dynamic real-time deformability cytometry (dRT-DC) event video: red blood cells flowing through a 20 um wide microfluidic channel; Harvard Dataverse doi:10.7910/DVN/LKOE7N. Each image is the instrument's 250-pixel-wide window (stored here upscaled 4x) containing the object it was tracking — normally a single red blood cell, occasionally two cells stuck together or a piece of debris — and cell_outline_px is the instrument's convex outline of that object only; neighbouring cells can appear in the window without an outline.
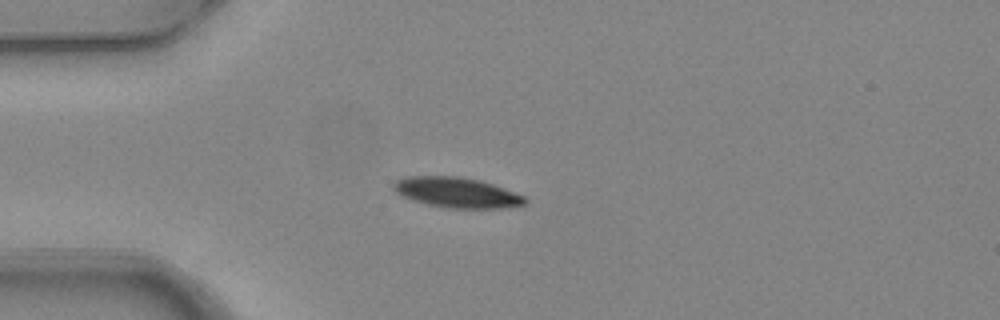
{"species": "common noctule bat (a hibernating species)", "species_latin": "Nyctalus noctula", "temperature_condition": "warm", "stored_images_in_passage": 5, "camera_frame_rate_fps": 3000, "um_per_image_px": 0.085, "animal": {"sex": "female", "body_mass_g": 24.6, "forearm_length_mm": 56.2}, "frame": {"image": 1, "passage_image": 5, "time_ms": 1.333, "image_size_px": [1000, 320], "cell_outline_px": [[528, 200], [524, 204], [508, 208], [448, 208], [428, 204], [412, 200], [396, 192], [392, 188], [392, 184], [396, 180], [408, 176], [456, 176], [480, 180], [504, 188], [524, 196]], "centroid_in_image_um": [38.83, 16.36], "position_along_channel_um": 46.2, "area_um2": 23.12}}